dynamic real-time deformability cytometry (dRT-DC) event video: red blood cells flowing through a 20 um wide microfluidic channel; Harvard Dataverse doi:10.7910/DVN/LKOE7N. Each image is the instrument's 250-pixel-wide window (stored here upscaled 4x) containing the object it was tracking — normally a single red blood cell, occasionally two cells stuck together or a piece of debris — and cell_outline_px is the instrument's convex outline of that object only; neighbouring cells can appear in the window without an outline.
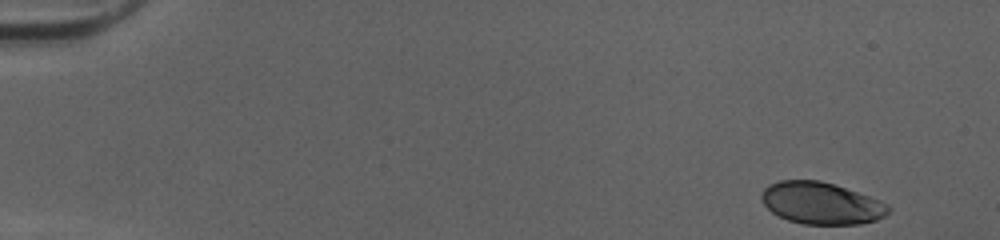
{"species": "human", "species_latin": "Homo sapiens", "temperature_condition": "cold", "stored_images_in_passage": 42, "camera_frame_rate_fps": 3000, "um_per_image_px": 0.085, "donor": {"sex": "female"}, "frame": {"image": 1, "passage_image": 1, "time_ms": 0.0, "image_size_px": [1000, 240], "cell_outline_px": [[892, 208], [884, 216], [876, 220], [860, 224], [804, 224], [788, 220], [772, 212], [764, 204], [760, 196], [764, 188], [768, 184], [780, 180], [820, 180], [868, 196], [888, 204]], "centroid_in_image_um": [69.79, 17.27], "position_along_channel_um": 15.2, "area_um2": 30.81}}
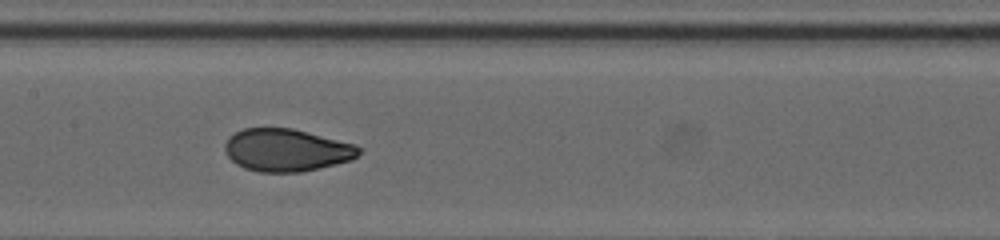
{"frame": {"image": 2, "passage_image": 24, "time_ms": 7.667, "image_size_px": [1000, 240], "cell_outline_px": [[364, 148], [352, 160], [336, 164], [300, 172], [260, 172], [244, 168], [236, 164], [228, 156], [224, 148], [224, 144], [236, 132], [244, 128], [292, 128], [356, 144]], "centroid_in_image_um": [24.39, 12.76], "position_along_channel_um": 183.0, "area_um2": 33.18}}
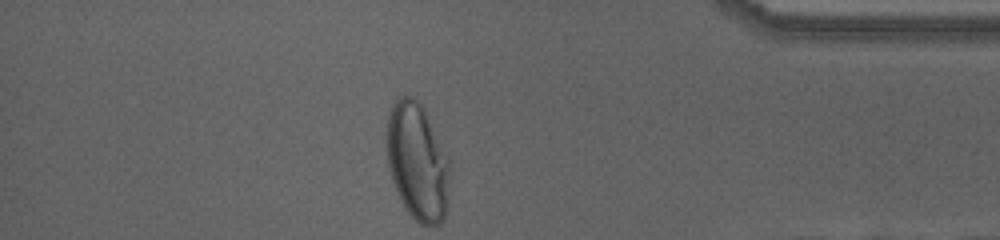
{"frame": {"image": 3, "passage_image": 42, "time_ms": 13.667, "image_size_px": [1000, 240], "cell_outline_px": [[448, 208], [444, 220], [440, 224], [420, 224], [408, 212], [392, 180], [388, 164], [388, 116], [392, 104], [400, 96], [412, 96], [424, 108], [448, 160]], "centroid_in_image_um": [35.49, 13.76], "position_along_channel_um": 399.7, "area_um2": 42.14}, "authors_computed_cell_mechanics": {"area_um2": 33.4951, "velocity_mm_per_s": 4.0533, "shape_relaxation_time_tau1_ms": 4.8829, "shape_relaxation_time_tau2_ms": null, "deformation_change_tau1": 0.1745, "deformation_change_tau2": null}}